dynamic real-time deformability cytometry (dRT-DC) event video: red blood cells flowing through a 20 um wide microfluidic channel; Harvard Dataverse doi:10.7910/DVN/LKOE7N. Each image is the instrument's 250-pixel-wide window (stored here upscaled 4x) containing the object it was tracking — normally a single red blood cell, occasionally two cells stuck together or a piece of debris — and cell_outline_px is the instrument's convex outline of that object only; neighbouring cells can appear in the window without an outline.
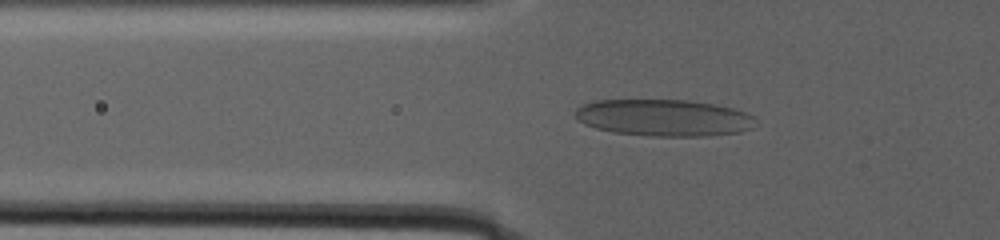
{"species": "human", "species_latin": "Homo sapiens", "temperature_condition": "warm", "stored_images_in_passage": 86, "camera_frame_rate_fps": 3000, "um_per_image_px": 0.085, "donor": {"sex": "male"}, "frame": {"image": 1, "passage_image": 3, "time_ms": 0.667, "image_size_px": [1000, 240], "cell_outline_px": [[756, 116], [752, 128], [740, 132], [704, 136], [652, 136], [612, 132], [596, 128], [584, 124], [576, 120], [576, 108], [584, 104], [596, 100], [688, 100], [712, 104], [732, 108]], "centroid_in_image_um": [56.41, 10.01], "position_along_channel_um": 69.4, "area_um2": 38.61}}
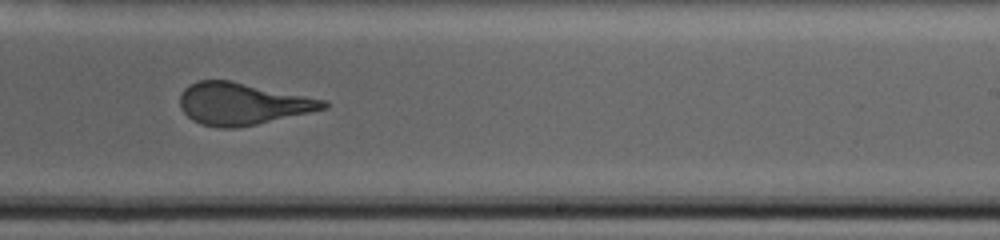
{"frame": {"image": 2, "passage_image": 35, "time_ms": 9.667, "image_size_px": [1000, 240], "cell_outline_px": [[328, 108], [256, 124], [236, 128], [220, 128], [200, 124], [192, 120], [180, 108], [180, 92], [188, 84], [196, 80], [228, 80], [324, 100], [328, 104]], "centroid_in_image_um": [20.52, 8.82], "position_along_channel_um": 268.5, "area_um2": 34.8}}
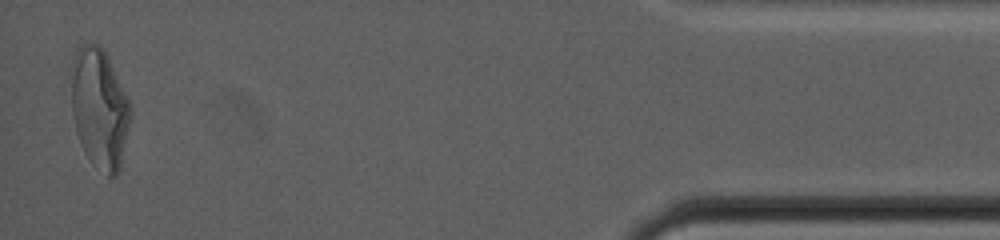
{"frame": {"image": 3, "passage_image": 85, "time_ms": 19.333, "image_size_px": [1000, 240], "cell_outline_px": [[132, 112], [120, 168], [116, 176], [108, 176], [92, 164], [88, 160], [84, 152], [76, 128], [72, 112], [72, 80], [76, 52], [80, 44], [100, 44], [132, 104]], "centroid_in_image_um": [8.49, 9.26], "position_along_channel_um": 426.7, "area_um2": 40.92}}